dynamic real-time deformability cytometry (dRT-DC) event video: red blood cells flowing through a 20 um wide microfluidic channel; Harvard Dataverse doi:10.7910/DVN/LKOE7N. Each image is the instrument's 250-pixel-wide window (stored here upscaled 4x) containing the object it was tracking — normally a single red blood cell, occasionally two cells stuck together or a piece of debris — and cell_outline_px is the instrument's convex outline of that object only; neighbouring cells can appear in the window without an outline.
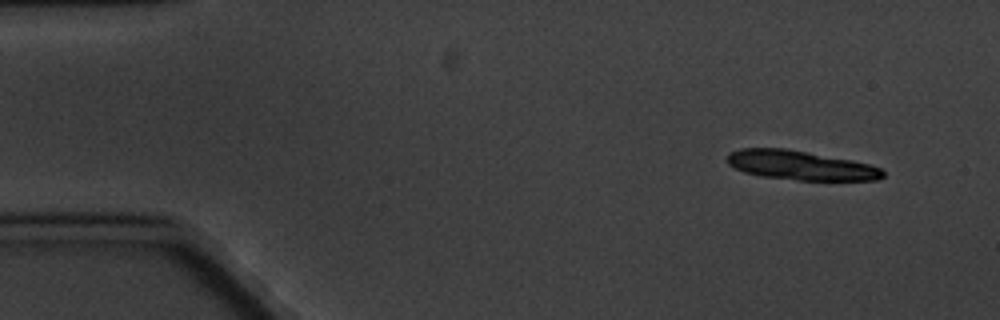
{"species": "common noctule bat (a hibernating species)", "species_latin": "Nyctalus noctula", "temperature_condition": "cold", "stored_images_in_passage": 7, "segment_of_instrument_passage": [1, 2], "camera_frame_rate_fps": 3000, "um_per_image_px": 0.085, "animal": {"sex": "male", "body_mass_g": 20.1, "forearm_length_mm": 53.5}, "frame": {"image": 1, "passage_image": 1, "time_ms": 0.0, "image_size_px": [1000, 320], "cell_outline_px": [[884, 176], [876, 180], [796, 180], [764, 176], [744, 172], [728, 164], [728, 152], [740, 148], [784, 148], [852, 160], [868, 164], [880, 168], [884, 172]], "centroid_in_image_um": [68.03, 14.05], "position_along_channel_um": 17.0, "area_um2": 26.3}}